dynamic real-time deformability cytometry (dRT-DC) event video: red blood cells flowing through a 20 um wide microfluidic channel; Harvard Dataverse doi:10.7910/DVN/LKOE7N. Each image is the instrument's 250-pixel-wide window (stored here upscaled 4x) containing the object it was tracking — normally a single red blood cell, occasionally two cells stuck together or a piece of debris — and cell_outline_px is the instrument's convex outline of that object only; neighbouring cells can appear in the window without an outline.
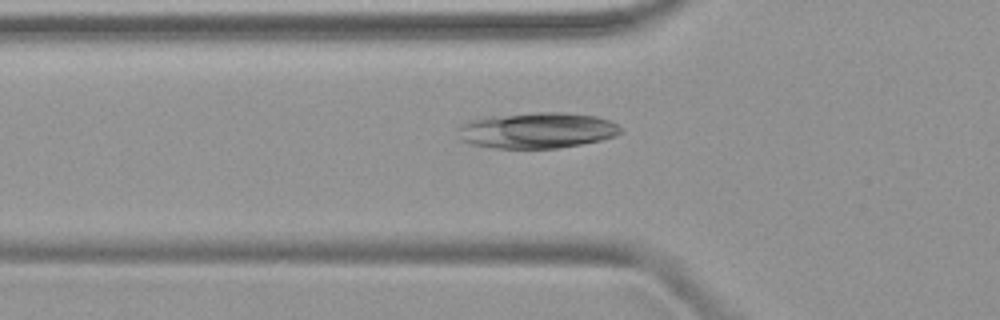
{"species": "common noctule bat (a hibernating species)", "species_latin": "Nyctalus noctula", "temperature_condition": "warm", "stored_images_in_passage": 46, "camera_frame_rate_fps": 3000, "um_per_image_px": 0.085, "animal": {"sex": "female", "body_mass_g": 19.9}, "frame": {"image": 1, "passage_image": 16, "time_ms": 5.0, "image_size_px": [1000, 320], "cell_outline_px": [[620, 132], [616, 136], [600, 140], [580, 144], [556, 148], [492, 148], [472, 144], [464, 140], [460, 128], [460, 124], [468, 120], [484, 116], [536, 112], [568, 112], [596, 116], [608, 120], [616, 124], [620, 128]], "centroid_in_image_um": [45.65, 11.06], "position_along_channel_um": 80.1, "area_um2": 33.87}}
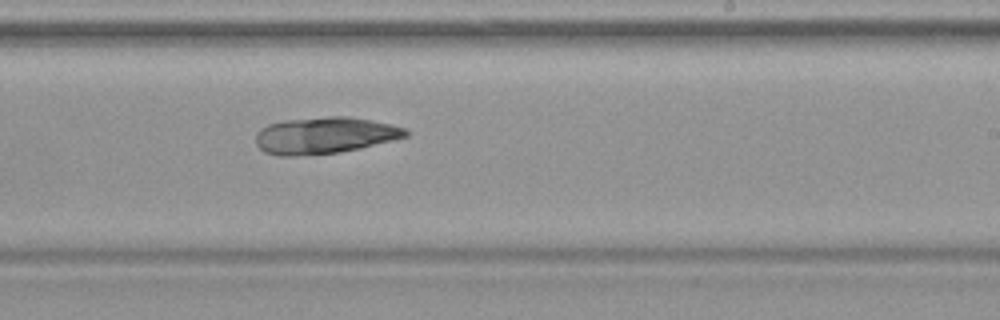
{"frame": {"image": 2, "passage_image": 29, "time_ms": 9.333, "image_size_px": [1000, 320], "cell_outline_px": [[408, 136], [360, 148], [340, 152], [292, 156], [276, 156], [264, 152], [256, 144], [256, 132], [260, 128], [268, 124], [284, 120], [328, 116], [348, 116], [372, 120], [404, 128], [408, 132]], "centroid_in_image_um": [27.54, 11.5], "position_along_channel_um": 261.5, "area_um2": 31.96}}
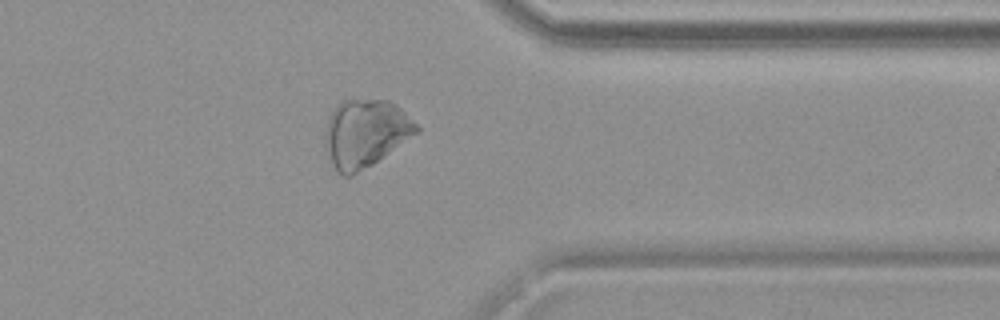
{"frame": {"image": 3, "passage_image": 38, "time_ms": 12.333, "image_size_px": [1000, 320], "cell_outline_px": [[420, 132], [372, 164], [352, 176], [344, 176], [336, 172], [332, 164], [324, 144], [324, 132], [328, 120], [336, 104], [344, 100], [388, 100], [396, 104], [420, 128]], "centroid_in_image_um": [31.04, 11.34], "position_along_channel_um": 380.4, "area_um2": 36.07}}